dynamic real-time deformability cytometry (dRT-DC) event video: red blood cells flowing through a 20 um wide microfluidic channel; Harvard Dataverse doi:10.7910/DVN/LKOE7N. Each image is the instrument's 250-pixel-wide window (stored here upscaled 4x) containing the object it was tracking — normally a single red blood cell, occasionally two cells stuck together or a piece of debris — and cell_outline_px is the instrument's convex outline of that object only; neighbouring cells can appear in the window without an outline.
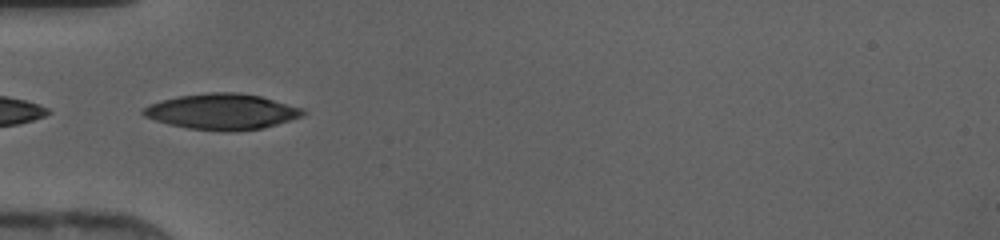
{"species": "human", "species_latin": "Homo sapiens", "temperature_condition": "cold", "stored_images_in_passage": 30, "camera_frame_rate_fps": 3000, "um_per_image_px": 0.085, "donor": {"sex": "female"}, "frame": {"image": 1, "passage_image": 1, "time_ms": 0.0, "image_size_px": [1000, 240], "cell_outline_px": [[308, 112], [304, 116], [264, 128], [236, 132], [228, 132], [188, 128], [156, 120], [144, 116], [140, 112], [148, 104], [160, 100], [180, 96], [208, 92], [240, 92], [260, 96], [304, 108]], "centroid_in_image_um": [18.92, 9.49], "position_along_channel_um": 66.1, "area_um2": 33.52}}
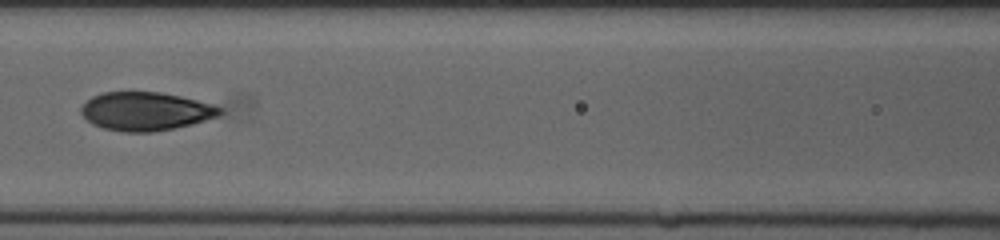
{"frame": {"image": 2, "passage_image": 7, "time_ms": 2.0, "image_size_px": [1000, 240], "cell_outline_px": [[224, 112], [216, 116], [192, 124], [152, 132], [124, 132], [104, 128], [92, 124], [80, 112], [80, 108], [92, 96], [104, 92], [160, 92], [180, 96], [212, 104], [224, 108]], "centroid_in_image_um": [12.38, 9.45], "position_along_channel_um": 154.2, "area_um2": 30.92}}
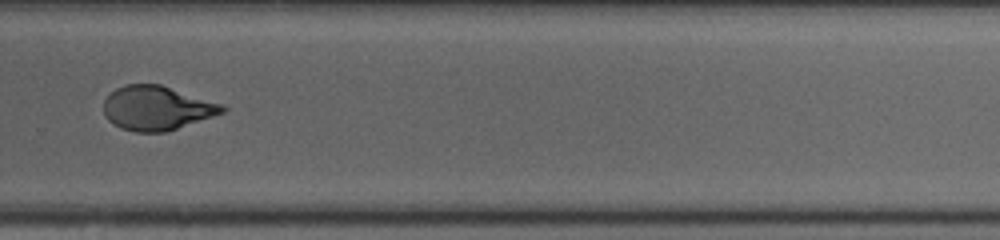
{"frame": {"image": 3, "passage_image": 18, "time_ms": 5.667, "image_size_px": [1000, 240], "cell_outline_px": [[228, 108], [224, 112], [168, 132], [136, 132], [120, 128], [112, 124], [108, 120], [104, 112], [104, 100], [116, 88], [124, 84], [160, 84], [224, 104]], "centroid_in_image_um": [13.34, 9.19], "position_along_channel_um": 316.5, "area_um2": 30.75}}